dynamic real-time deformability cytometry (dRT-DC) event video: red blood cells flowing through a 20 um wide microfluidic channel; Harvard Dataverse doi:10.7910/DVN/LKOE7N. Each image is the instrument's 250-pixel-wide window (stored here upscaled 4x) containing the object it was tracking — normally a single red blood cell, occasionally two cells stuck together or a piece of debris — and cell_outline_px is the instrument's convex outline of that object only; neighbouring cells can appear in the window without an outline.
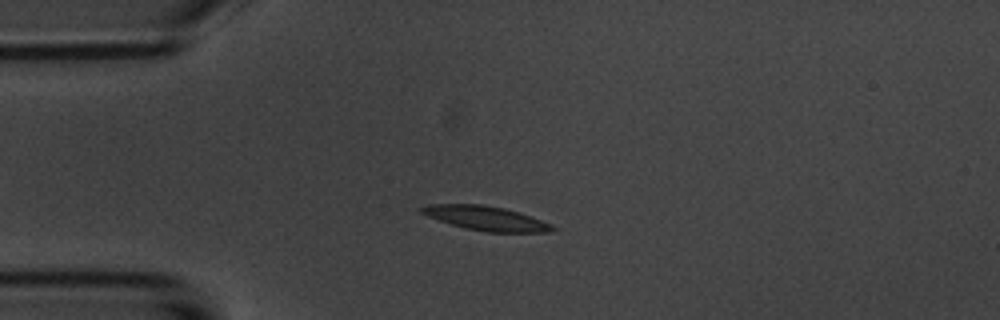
{"species": "common noctule bat (a hibernating species)", "species_latin": "Nyctalus noctula", "temperature_condition": "room temperature", "stored_images_in_passage": 12, "camera_frame_rate_fps": 3000, "um_per_image_px": 0.085, "animal": {"sex": "male", "body_mass_g": 20.1, "forearm_length_mm": 53.5}, "frame": {"image": 1, "passage_image": 3, "time_ms": 3.333, "image_size_px": [1000, 320], "cell_outline_px": [[556, 228], [548, 232], [488, 232], [464, 228], [428, 216], [420, 212], [420, 208], [428, 204], [480, 204], [504, 208], [552, 224]], "centroid_in_image_um": [41.28, 18.55], "position_along_channel_um": 43.7, "area_um2": 18.15}}
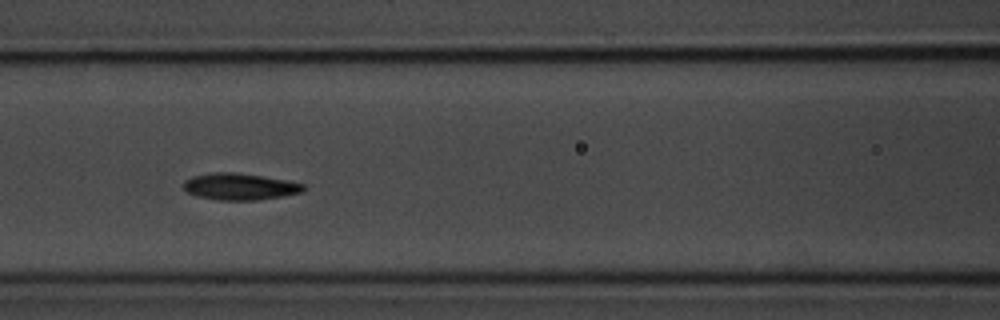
{"frame": {"image": 2, "passage_image": 6, "time_ms": 6.667, "image_size_px": [1000, 320], "cell_outline_px": [[308, 188], [304, 192], [260, 200], [220, 200], [196, 196], [188, 192], [184, 188], [184, 180], [192, 176], [212, 172], [232, 172], [260, 176], [284, 180], [304, 184]], "centroid_in_image_um": [20.4, 15.86], "position_along_channel_um": 146.2, "area_um2": 18.61}}
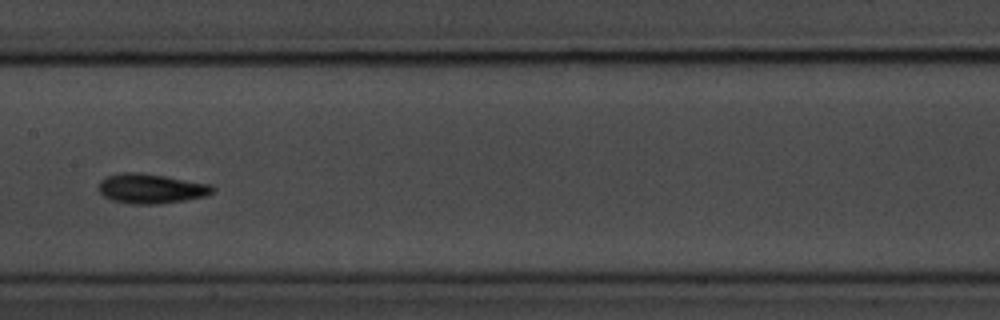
{"frame": {"image": 3, "passage_image": 7, "time_ms": 8.0, "image_size_px": [1000, 320], "cell_outline_px": [[216, 188], [208, 196], [160, 204], [128, 204], [112, 200], [104, 196], [100, 192], [100, 180], [108, 176], [120, 172], [140, 172], [212, 184]], "centroid_in_image_um": [12.87, 16.03], "position_along_channel_um": 194.5, "area_um2": 19.83}, "authors_computed_cell_mechanics": {"area_um2": 18.2359, "velocity_mm_per_s": 3.6274, "shape_relaxation_time_tau1_ms": 1.1314, "shape_relaxation_time_tau2_ms": null, "deformation_change_tau1": 0.0979, "deformation_change_tau2": null}}